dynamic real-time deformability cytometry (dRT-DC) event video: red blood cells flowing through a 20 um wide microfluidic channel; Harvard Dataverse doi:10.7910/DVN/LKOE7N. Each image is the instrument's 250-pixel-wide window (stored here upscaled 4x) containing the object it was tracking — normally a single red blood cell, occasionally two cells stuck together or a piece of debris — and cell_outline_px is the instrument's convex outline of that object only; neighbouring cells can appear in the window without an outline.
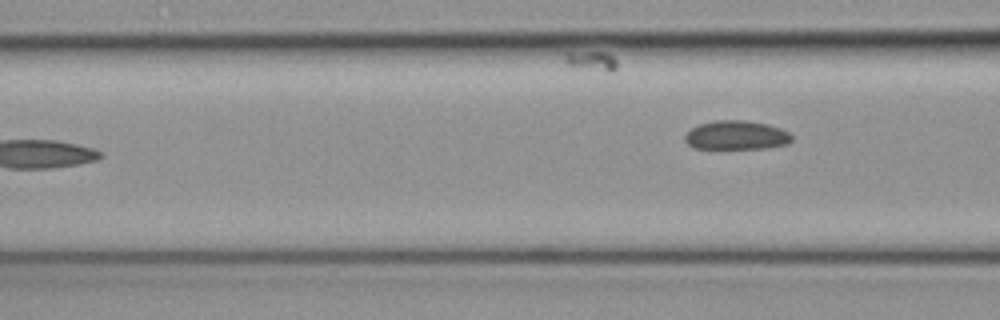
{"species": "common noctule bat (a hibernating species)", "species_latin": "Nyctalus noctula", "temperature_condition": "cold", "stored_images_in_passage": 4, "camera_frame_rate_fps": 3000, "um_per_image_px": 0.085, "animal": {"sex": "female", "body_mass_g": 19.3, "forearm_length_mm": 54.1}, "frame": {"image": 1, "passage_image": 4, "time_ms": 1.0, "image_size_px": [1000, 320], "cell_outline_px": [[792, 140], [788, 144], [764, 148], [692, 148], [684, 140], [684, 136], [692, 128], [700, 124], [716, 120], [744, 120], [768, 124], [780, 128], [788, 132], [792, 136]], "centroid_in_image_um": [62.59, 11.49], "position_along_channel_um": 104.0, "area_um2": 17.98}}